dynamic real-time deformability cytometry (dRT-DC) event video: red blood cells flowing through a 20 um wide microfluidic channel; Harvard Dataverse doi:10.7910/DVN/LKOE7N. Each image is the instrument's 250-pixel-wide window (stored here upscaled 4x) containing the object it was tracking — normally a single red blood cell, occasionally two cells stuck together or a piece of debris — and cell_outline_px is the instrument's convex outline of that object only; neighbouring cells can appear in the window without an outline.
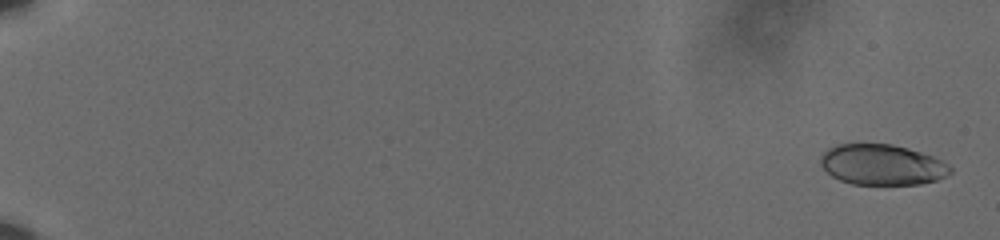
{"species": "human", "species_latin": "Homo sapiens", "temperature_condition": "cold", "stored_images_in_passage": 61, "camera_frame_rate_fps": 3000, "um_per_image_px": 0.085, "donor": {"sex": "male"}, "frame": {"image": 1, "passage_image": 2, "time_ms": 0.333, "image_size_px": [1000, 240], "cell_outline_px": [[952, 172], [936, 180], [920, 184], [852, 184], [840, 180], [832, 176], [820, 164], [820, 156], [828, 148], [836, 144], [892, 144], [908, 148], [932, 156], [948, 164], [952, 168]], "centroid_in_image_um": [74.96, 14.0], "position_along_channel_um": 10.0, "area_um2": 30.58}}
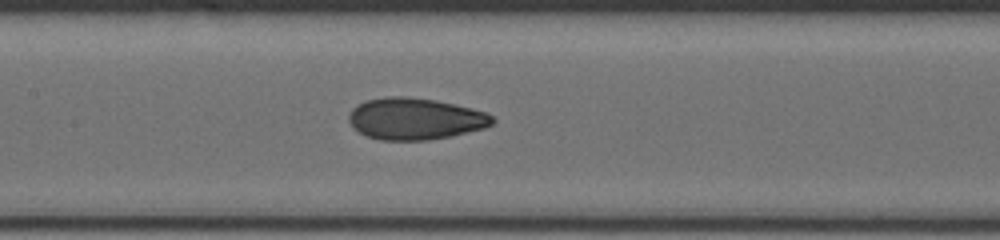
{"frame": {"image": 2, "passage_image": 33, "time_ms": 10.667, "image_size_px": [1000, 240], "cell_outline_px": [[496, 120], [492, 124], [484, 128], [452, 136], [428, 140], [380, 140], [368, 136], [352, 128], [348, 120], [348, 116], [352, 108], [364, 100], [384, 96], [404, 96], [436, 100], [472, 108], [484, 112], [492, 116]], "centroid_in_image_um": [35.26, 10.09], "position_along_channel_um": 172.1, "area_um2": 35.08}}
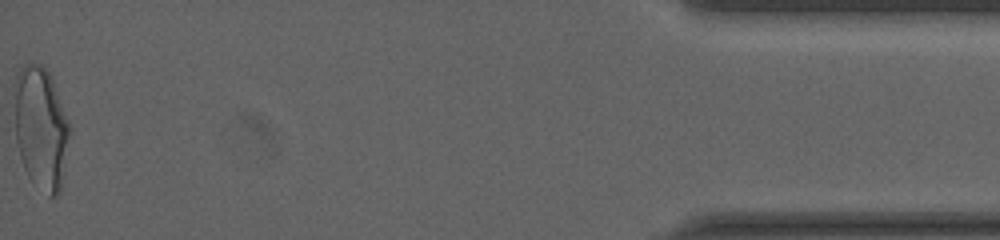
{"frame": {"image": 3, "passage_image": 61, "time_ms": 20.0, "image_size_px": [1000, 240], "cell_outline_px": [[72, 128], [60, 192], [56, 196], [48, 196], [28, 176], [24, 168], [20, 156], [16, 140], [16, 72], [24, 64], [44, 64], [52, 80]], "centroid_in_image_um": [3.52, 10.89], "position_along_channel_um": 431.7, "area_um2": 39.25}, "authors_computed_cell_mechanics": {"area_um2": 33.6974, "velocity_mm_per_s": 3.6199, "shape_relaxation_time_tau1_ms": 7.0953, "shape_relaxation_time_tau2_ms": 1.2805, "deformation_change_tau1": 0.1603, "deformation_change_tau2": 0.0718}}